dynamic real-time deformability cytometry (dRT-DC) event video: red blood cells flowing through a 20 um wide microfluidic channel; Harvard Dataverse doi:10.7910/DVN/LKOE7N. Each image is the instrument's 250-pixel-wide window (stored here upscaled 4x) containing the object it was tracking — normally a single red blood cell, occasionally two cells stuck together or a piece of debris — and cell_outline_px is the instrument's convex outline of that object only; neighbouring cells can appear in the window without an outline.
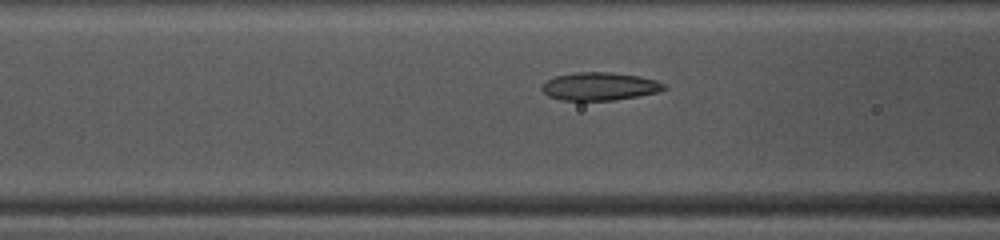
{"species": "common noctule bat (a hibernating species)", "species_latin": "Nyctalus noctula", "temperature_condition": "warm", "stored_images_in_passage": 41, "camera_frame_rate_fps": 3000, "um_per_image_px": 0.085, "animal": {"sex": "female", "body_mass_g": 10.0, "forearm_length_mm": 53.1}, "frame": {"image": 1, "passage_image": 15, "time_ms": 4.667, "image_size_px": [1000, 240], "cell_outline_px": [[668, 88], [656, 92], [636, 96], [612, 100], [560, 100], [548, 96], [540, 88], [548, 80], [556, 76], [576, 72], [608, 72], [640, 76], [656, 80], [664, 84]], "centroid_in_image_um": [50.96, 7.34], "position_along_channel_um": 115.6, "area_um2": 19.71}}
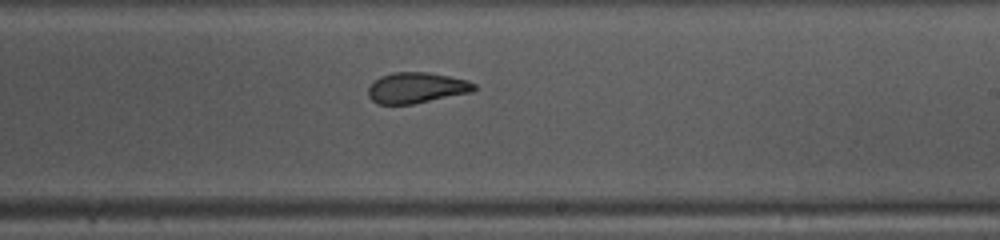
{"frame": {"image": 2, "passage_image": 25, "time_ms": 8.0, "image_size_px": [1000, 240], "cell_outline_px": [[476, 88], [472, 92], [412, 104], [376, 104], [368, 96], [368, 88], [380, 76], [392, 72], [428, 72], [468, 80], [476, 84]], "centroid_in_image_um": [35.4, 7.46], "position_along_channel_um": 253.6, "area_um2": 18.96}}
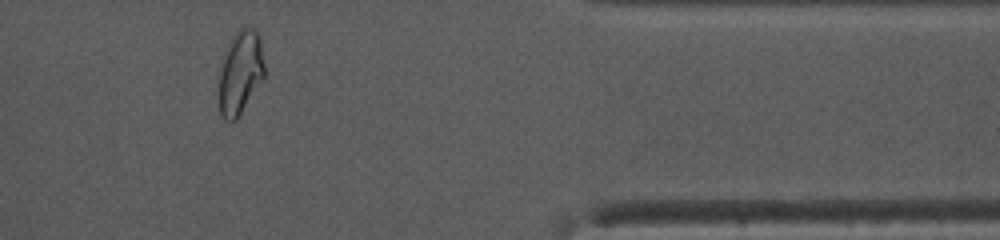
{"frame": {"image": 3, "passage_image": 37, "time_ms": 12.0, "image_size_px": [1000, 240], "cell_outline_px": [[264, 76], [236, 120], [224, 120], [220, 112], [220, 68], [232, 36], [244, 24], [256, 28], [260, 40], [264, 64]], "centroid_in_image_um": [20.44, 6.1], "position_along_channel_um": 391.0, "area_um2": 21.73}, "authors_computed_cell_mechanics": {"area_um2": 20.4612, "velocity_mm_per_s": 4.137, "shape_relaxation_time_tau1_ms": 7.8416, "shape_relaxation_time_tau2_ms": 1.7577, "deformation_change_tau1": 0.2136, "deformation_change_tau2": 0.0757}}